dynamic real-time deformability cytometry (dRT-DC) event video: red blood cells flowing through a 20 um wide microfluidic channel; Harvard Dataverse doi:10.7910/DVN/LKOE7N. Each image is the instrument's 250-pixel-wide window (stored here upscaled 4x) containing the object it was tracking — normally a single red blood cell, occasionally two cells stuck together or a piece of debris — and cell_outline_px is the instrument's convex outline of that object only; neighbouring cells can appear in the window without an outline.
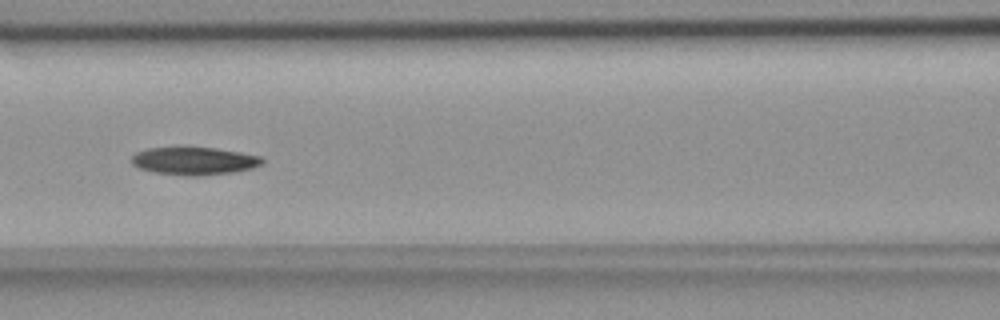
{"species": "common noctule bat (a hibernating species)", "species_latin": "Nyctalus noctula", "temperature_condition": "room temperature", "stored_images_in_passage": 40, "camera_frame_rate_fps": 3000, "um_per_image_px": 0.085, "animal": {"sex": "female", "body_mass_g": 18.4}, "frame": {"image": 1, "passage_image": 9, "time_ms": 2.667, "image_size_px": [1000, 320], "cell_outline_px": [[264, 164], [252, 168], [236, 172], [196, 176], [188, 176], [156, 172], [140, 168], [132, 164], [132, 156], [136, 152], [148, 148], [212, 148], [240, 152], [260, 156], [264, 160]], "centroid_in_image_um": [16.55, 13.69], "position_along_channel_um": 150.1, "area_um2": 20.92}}
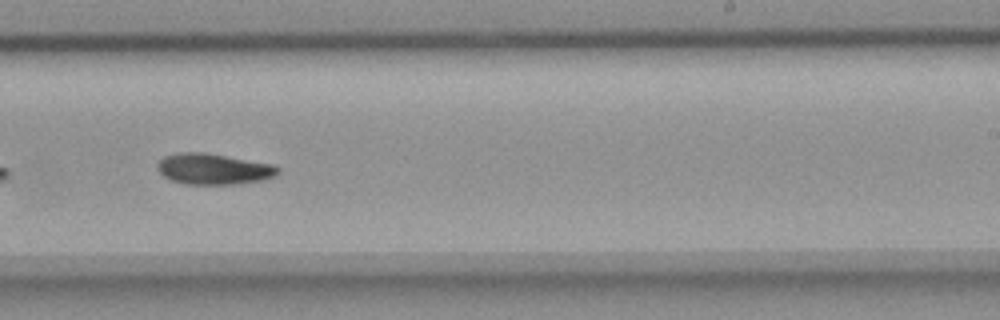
{"frame": {"image": 2, "passage_image": 19, "time_ms": 6.0, "image_size_px": [1000, 320], "cell_outline_px": [[280, 172], [276, 176], [264, 180], [236, 184], [188, 184], [172, 180], [164, 176], [156, 168], [156, 164], [164, 156], [180, 152], [204, 152], [272, 164], [280, 168]], "centroid_in_image_um": [18.17, 14.36], "position_along_channel_um": 270.8, "area_um2": 21.73}}
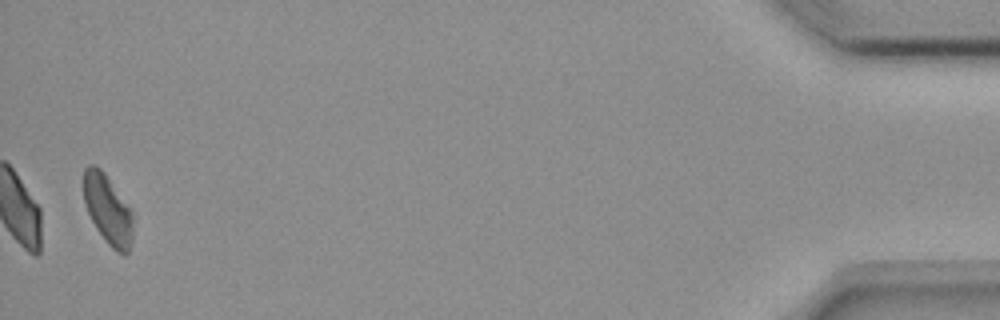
{"frame": {"image": 3, "passage_image": 39, "time_ms": 12.667, "image_size_px": [1000, 320], "cell_outline_px": [[132, 240], [128, 252], [124, 256], [116, 252], [104, 240], [96, 228], [88, 212], [84, 200], [84, 168], [88, 164], [92, 164], [100, 168], [104, 172], [132, 208]], "centroid_in_image_um": [9.18, 17.81], "position_along_channel_um": 426.0, "area_um2": 20.17}, "authors_computed_cell_mechanics": {"area_um2": 21.1259, "velocity_mm_per_s": 3.6415, "shape_relaxation_time_tau1_ms": 9.4424, "shape_relaxation_time_tau2_ms": null, "deformation_change_tau1": 0.1804, "deformation_change_tau2": null}}